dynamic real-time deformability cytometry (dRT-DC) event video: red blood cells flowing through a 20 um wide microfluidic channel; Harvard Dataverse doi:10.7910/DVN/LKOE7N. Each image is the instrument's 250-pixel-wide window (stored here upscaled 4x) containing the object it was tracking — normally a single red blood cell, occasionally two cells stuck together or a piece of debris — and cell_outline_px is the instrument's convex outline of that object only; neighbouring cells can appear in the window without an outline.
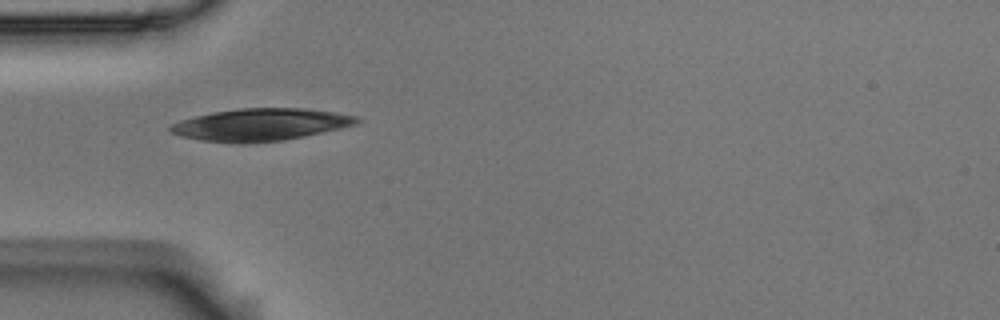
{"species": "Egyptian fruit bat (a non-hibernating species)", "species_latin": "Rousettus aegyptiacus", "temperature_condition": "room temperature", "stored_images_in_passage": 2, "camera_frame_rate_fps": 3000, "um_per_image_px": 0.085, "animal": {"sex": "male"}, "frame": {"image": 1, "passage_image": 1, "time_ms": 0.0, "image_size_px": [1000, 320], "cell_outline_px": [[360, 120], [356, 124], [340, 128], [304, 136], [284, 140], [248, 144], [236, 144], [200, 140], [168, 132], [168, 128], [172, 124], [180, 120], [212, 112], [240, 108], [304, 108], [360, 116]], "centroid_in_image_um": [22.12, 10.6], "position_along_channel_um": 62.9, "area_um2": 35.14}}
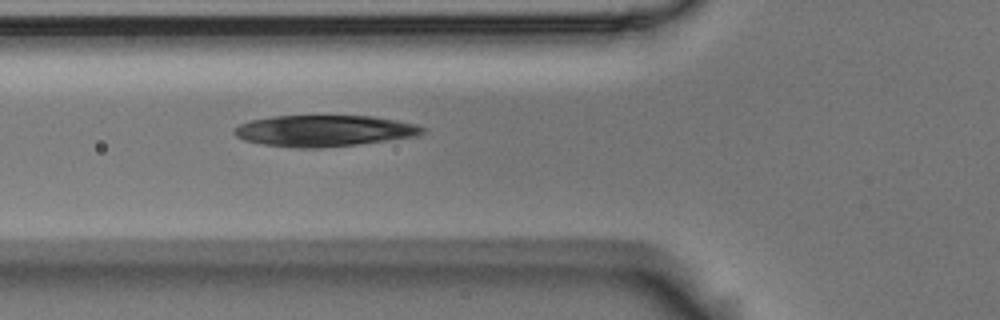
{"frame": {"image": 2, "passage_image": 2, "time_ms": 0.333, "image_size_px": [1000, 320], "cell_outline_px": [[424, 132], [412, 136], [356, 144], [320, 148], [296, 148], [260, 144], [244, 140], [236, 136], [232, 132], [240, 124], [252, 120], [272, 116], [372, 116], [396, 120], [416, 124], [424, 128]], "centroid_in_image_um": [27.48, 11.11], "position_along_channel_um": 98.3, "area_um2": 33.93}}